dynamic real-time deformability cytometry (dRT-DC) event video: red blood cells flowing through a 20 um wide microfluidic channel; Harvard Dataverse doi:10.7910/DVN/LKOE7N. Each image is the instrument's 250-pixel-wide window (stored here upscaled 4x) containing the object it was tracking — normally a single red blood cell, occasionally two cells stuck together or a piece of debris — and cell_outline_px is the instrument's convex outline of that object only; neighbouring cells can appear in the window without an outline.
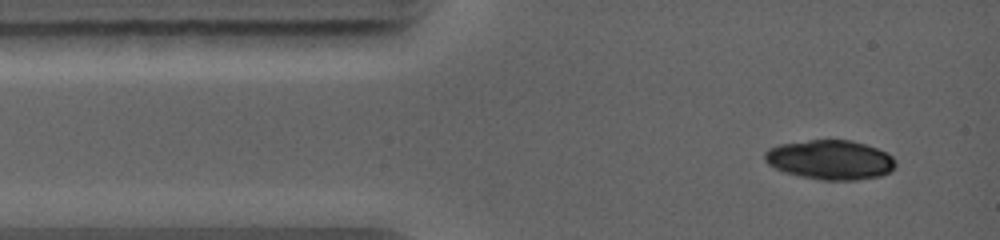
{"species": "common noctule bat (a hibernating species)", "species_latin": "Nyctalus noctula", "temperature_condition": "warm", "stored_images_in_passage": 2, "camera_frame_rate_fps": 5000, "um_per_image_px": 0.085, "animal": {"sex": "female", "body_mass_g": 19.0, "forearm_length_mm": 56.7}, "frame": {"image": 1, "passage_image": 1, "time_ms": 0.0, "image_size_px": [1000, 240], "cell_outline_px": [[896, 164], [888, 172], [880, 176], [856, 180], [820, 180], [800, 176], [784, 172], [768, 164], [764, 160], [764, 152], [768, 148], [780, 144], [808, 140], [852, 140], [876, 148], [892, 156], [896, 160]], "centroid_in_image_um": [70.54, 13.58], "position_along_channel_um": 14.5, "area_um2": 30.06}}